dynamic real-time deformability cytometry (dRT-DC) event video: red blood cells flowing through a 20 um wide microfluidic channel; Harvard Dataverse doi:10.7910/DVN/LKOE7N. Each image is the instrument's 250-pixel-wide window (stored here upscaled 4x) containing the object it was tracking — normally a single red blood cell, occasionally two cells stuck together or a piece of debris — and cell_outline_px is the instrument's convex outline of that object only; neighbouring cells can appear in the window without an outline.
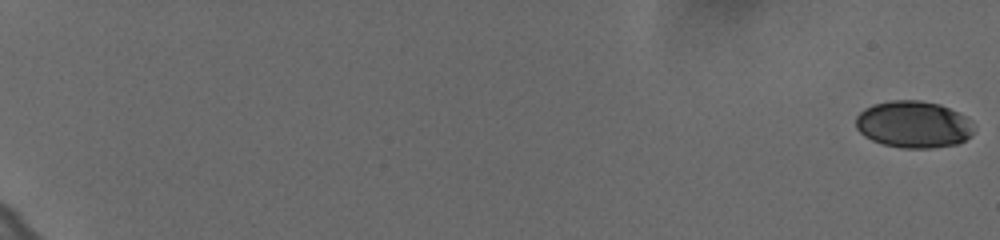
{"species": "human", "species_latin": "Homo sapiens", "temperature_condition": "cold", "stored_images_in_passage": 61, "camera_frame_rate_fps": 3000, "um_per_image_px": 0.085, "donor": {"sex": "female"}, "frame": {"image": 1, "passage_image": 1, "time_ms": 0.0, "image_size_px": [1000, 240], "cell_outline_px": [[972, 136], [956, 144], [932, 148], [904, 148], [884, 144], [872, 140], [864, 136], [856, 128], [856, 116], [864, 108], [872, 104], [892, 100], [920, 100], [940, 104], [972, 120]], "centroid_in_image_um": [77.63, 10.57], "position_along_channel_um": 7.4, "area_um2": 32.25}}
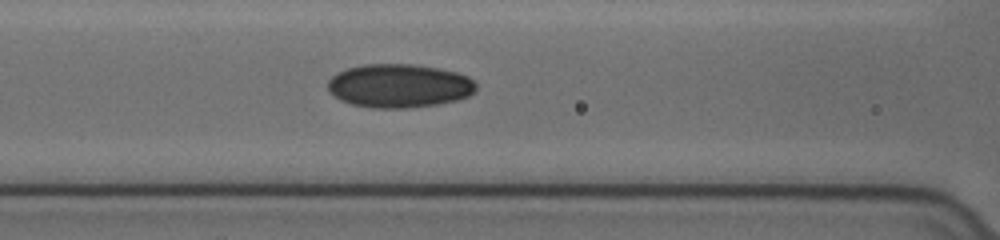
{"frame": {"image": 2, "passage_image": 31, "time_ms": 10.0, "image_size_px": [1000, 240], "cell_outline_px": [[476, 92], [468, 96], [456, 100], [436, 104], [408, 108], [372, 108], [352, 104], [340, 100], [332, 96], [328, 92], [328, 80], [336, 72], [348, 68], [364, 64], [412, 64], [436, 68], [456, 72], [468, 76], [476, 84]], "centroid_in_image_um": [33.89, 7.3], "position_along_channel_um": 132.7, "area_um2": 37.86}}
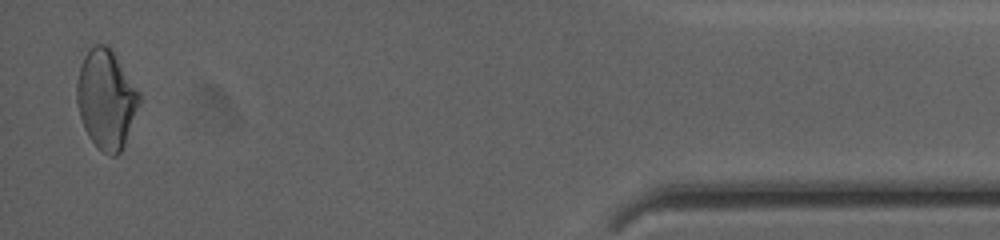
{"frame": {"image": 3, "passage_image": 60, "time_ms": 19.667, "image_size_px": [1000, 240], "cell_outline_px": [[140, 100], [124, 144], [120, 152], [116, 156], [108, 156], [88, 136], [84, 128], [80, 116], [76, 100], [76, 84], [80, 64], [84, 56], [96, 44], [104, 44], [112, 48], [140, 92]], "centroid_in_image_um": [9.01, 8.4], "position_along_channel_um": 426.2, "area_um2": 35.84}, "authors_computed_cell_mechanics": {"area_um2": 34.8534, "velocity_mm_per_s": 3.6472, "shape_relaxation_time_tau1_ms": null, "shape_relaxation_time_tau2_ms": 4.0312, "deformation_change_tau1": null, "deformation_change_tau2": 0.0674}}